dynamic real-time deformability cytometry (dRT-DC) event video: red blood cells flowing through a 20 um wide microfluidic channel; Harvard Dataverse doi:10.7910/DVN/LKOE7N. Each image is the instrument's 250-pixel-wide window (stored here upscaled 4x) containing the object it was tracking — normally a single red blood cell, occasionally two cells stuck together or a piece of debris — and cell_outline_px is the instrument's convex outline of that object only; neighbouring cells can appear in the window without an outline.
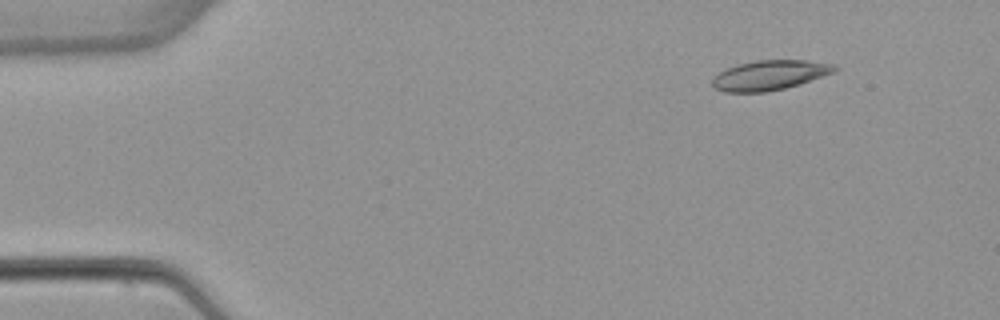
{"species": "common noctule bat (a hibernating species)", "species_latin": "Nyctalus noctula", "temperature_condition": "warm", "stored_images_in_passage": 4, "camera_frame_rate_fps": 3000, "um_per_image_px": 0.085, "animal": {"sex": "female", "body_mass_g": 22.7, "forearm_length_mm": 54.2}, "frame": {"image": 1, "passage_image": 1, "time_ms": 0.0, "image_size_px": [1000, 320], "cell_outline_px": [[840, 68], [832, 72], [800, 84], [784, 88], [764, 92], [724, 92], [716, 88], [712, 84], [712, 80], [720, 72], [736, 64], [756, 60], [808, 60], [836, 64]], "centroid_in_image_um": [65.44, 6.38], "position_along_channel_um": 19.6, "area_um2": 21.1}}
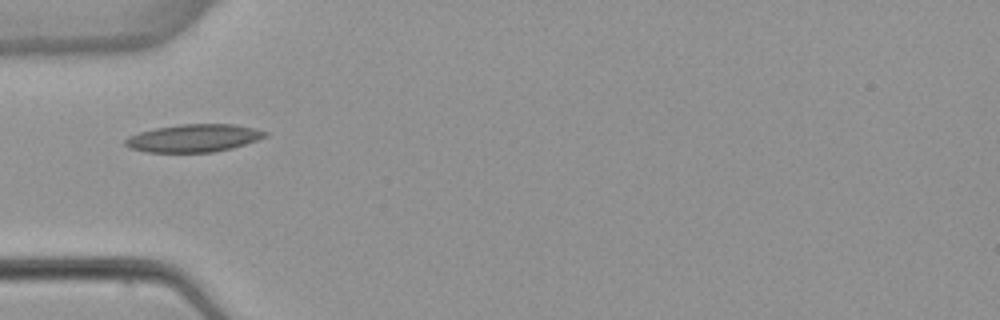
{"frame": {"image": 2, "passage_image": 4, "time_ms": 3.667, "image_size_px": [1000, 320], "cell_outline_px": [[268, 136], [232, 148], [212, 152], [144, 152], [128, 148], [124, 144], [124, 140], [128, 136], [140, 132], [156, 128], [180, 124], [232, 124], [252, 128], [268, 132]], "centroid_in_image_um": [16.42, 11.74], "position_along_channel_um": 68.6, "area_um2": 22.54}}